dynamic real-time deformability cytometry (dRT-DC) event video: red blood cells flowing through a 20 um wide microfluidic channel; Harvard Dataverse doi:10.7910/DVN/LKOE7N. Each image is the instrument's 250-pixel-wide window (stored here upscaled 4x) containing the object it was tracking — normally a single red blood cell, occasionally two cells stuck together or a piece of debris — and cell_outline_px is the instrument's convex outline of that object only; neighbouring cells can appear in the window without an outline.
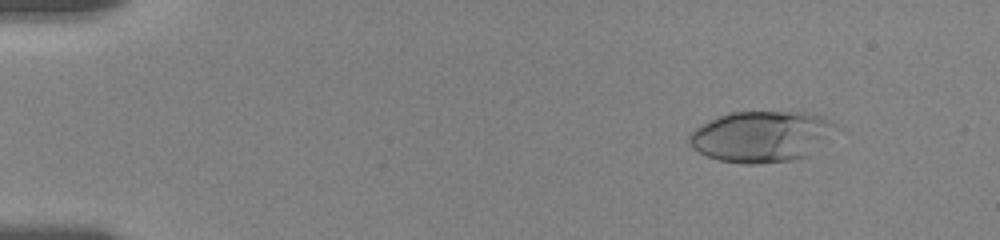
{"species": "human", "species_latin": "Homo sapiens", "temperature_condition": "room temperature", "stored_images_in_passage": 17, "camera_frame_rate_fps": 3000, "um_per_image_px": 0.085, "donor": {"sex": "female"}, "frame": {"image": 1, "passage_image": 6, "time_ms": 2.0, "image_size_px": [1000, 240], "cell_outline_px": [[836, 124], [808, 156], [796, 160], [756, 164], [744, 164], [720, 160], [708, 156], [692, 148], [688, 144], [688, 136], [700, 124], [716, 116], [728, 112], [808, 112], [824, 116], [832, 120]], "centroid_in_image_um": [64.63, 11.59], "position_along_channel_um": 20.4, "area_um2": 43.35}}
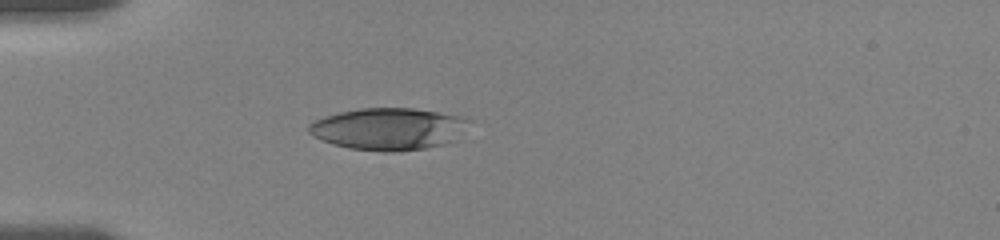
{"frame": {"image": 2, "passage_image": 14, "time_ms": 5.333, "image_size_px": [1000, 240], "cell_outline_px": [[472, 120], [452, 140], [444, 144], [424, 148], [392, 152], [384, 152], [348, 148], [332, 144], [308, 132], [308, 124], [324, 116], [340, 112], [360, 108], [412, 108], [460, 116]], "centroid_in_image_um": [32.98, 10.95], "position_along_channel_um": 52.0, "area_um2": 38.78}}
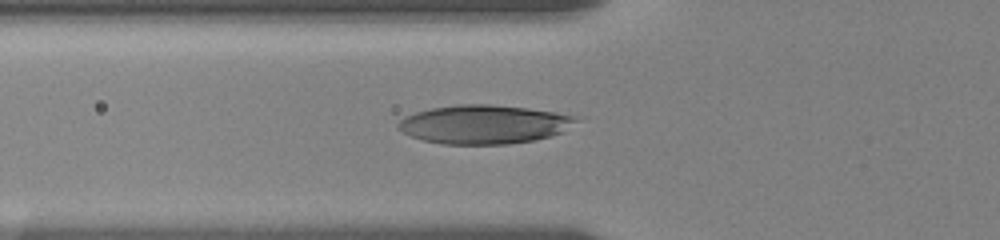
{"frame": {"image": 3, "passage_image": 16, "time_ms": 6.667, "image_size_px": [1000, 240], "cell_outline_px": [[580, 116], [564, 132], [536, 140], [508, 144], [440, 144], [420, 140], [396, 128], [396, 124], [404, 116], [416, 112], [432, 108], [456, 104], [492, 104], [528, 108], [556, 112]], "centroid_in_image_um": [41.13, 10.57], "position_along_channel_um": 84.7, "area_um2": 40.52}}